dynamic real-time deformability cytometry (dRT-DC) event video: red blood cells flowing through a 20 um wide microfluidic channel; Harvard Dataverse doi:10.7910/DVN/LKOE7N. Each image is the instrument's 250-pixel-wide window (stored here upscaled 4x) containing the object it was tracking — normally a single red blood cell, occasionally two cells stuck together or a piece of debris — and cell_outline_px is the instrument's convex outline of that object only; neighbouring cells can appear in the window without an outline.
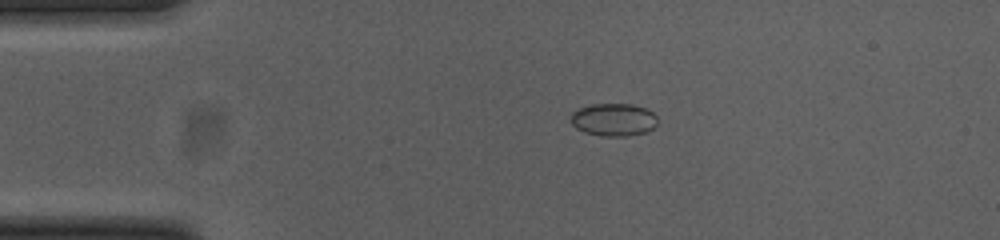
{"species": "common noctule bat (a hibernating species)", "species_latin": "Nyctalus noctula", "temperature_condition": "cold", "stored_images_in_passage": 45, "camera_frame_rate_fps": 3000, "um_per_image_px": 0.085, "animal": {"sex": "female", "body_mass_g": 23.0, "forearm_length_mm": 53.4}, "frame": {"image": 1, "passage_image": 1, "time_ms": 0.0, "image_size_px": [1000, 240], "cell_outline_px": [[656, 124], [648, 132], [628, 136], [600, 136], [584, 132], [576, 128], [572, 124], [572, 112], [576, 108], [592, 104], [632, 104], [644, 108], [652, 112], [656, 116]], "centroid_in_image_um": [52.14, 10.18], "position_along_channel_um": 32.9, "area_um2": 16.59}}
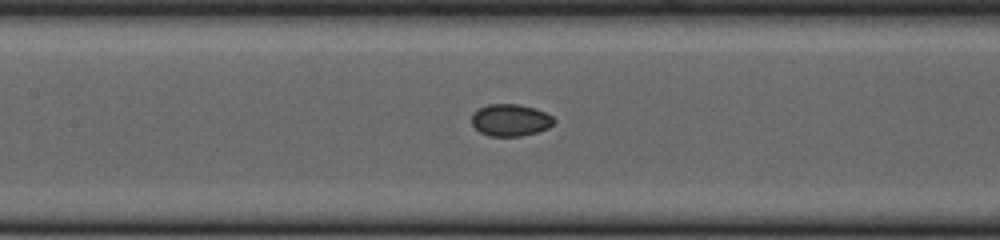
{"frame": {"image": 2, "passage_image": 15, "time_ms": 4.667, "image_size_px": [1000, 240], "cell_outline_px": [[556, 120], [548, 128], [536, 132], [520, 136], [488, 136], [480, 132], [472, 124], [472, 112], [488, 104], [516, 104], [536, 108], [552, 116]], "centroid_in_image_um": [43.38, 10.2], "position_along_channel_um": 164.0, "area_um2": 15.32}}
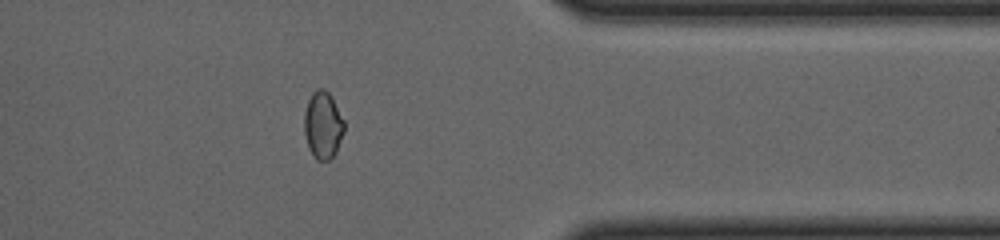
{"frame": {"image": 3, "passage_image": 34, "time_ms": 11.0, "image_size_px": [1000, 240], "cell_outline_px": [[344, 132], [336, 152], [328, 160], [316, 160], [308, 148], [304, 132], [304, 112], [308, 100], [312, 92], [316, 88], [324, 88], [332, 96], [344, 120]], "centroid_in_image_um": [27.44, 10.61], "position_along_channel_um": 384.0, "area_um2": 15.84}, "authors_computed_cell_mechanics": {"area_um2": 15.4904, "velocity_mm_per_s": 3.7052, "shape_relaxation_time_tau1_ms": null, "shape_relaxation_time_tau2_ms": 2.1462, "deformation_change_tau1": null, "deformation_change_tau2": 0.033}}